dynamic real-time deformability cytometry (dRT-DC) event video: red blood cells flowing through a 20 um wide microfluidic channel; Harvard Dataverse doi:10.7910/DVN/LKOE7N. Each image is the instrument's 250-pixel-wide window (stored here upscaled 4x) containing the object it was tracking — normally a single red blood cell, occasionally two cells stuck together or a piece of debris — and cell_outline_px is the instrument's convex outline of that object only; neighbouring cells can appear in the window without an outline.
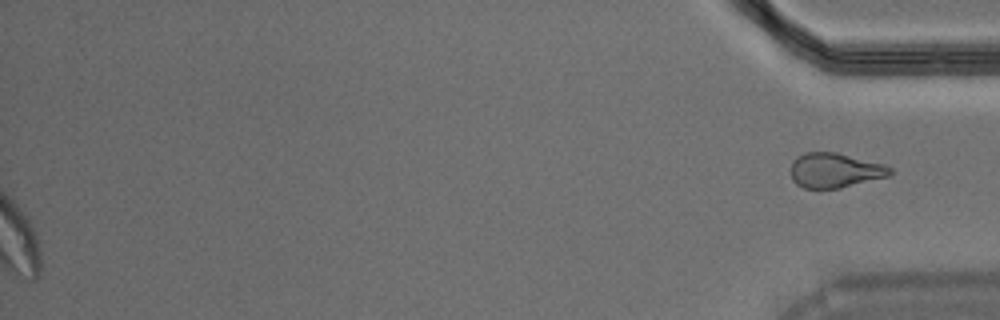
{"species": "Egyptian fruit bat (a non-hibernating species)", "species_latin": "Rousettus aegyptiacus", "temperature_condition": "warm", "stored_images_in_passage": 37, "segment_of_instrument_passage": [2, 2], "camera_frame_rate_fps": 3000, "um_per_image_px": 0.085, "animal": {"sex": "male"}, "frame": {"image": 1, "passage_image": 37, "time_ms": 12.0, "image_size_px": [1000, 320], "cell_outline_px": [[892, 172], [888, 176], [840, 188], [804, 188], [796, 184], [792, 180], [792, 164], [796, 156], [804, 152], [836, 152], [884, 164], [892, 168]], "centroid_in_image_um": [70.96, 14.47], "position_along_channel_um": 364.2, "area_um2": 20.0}}